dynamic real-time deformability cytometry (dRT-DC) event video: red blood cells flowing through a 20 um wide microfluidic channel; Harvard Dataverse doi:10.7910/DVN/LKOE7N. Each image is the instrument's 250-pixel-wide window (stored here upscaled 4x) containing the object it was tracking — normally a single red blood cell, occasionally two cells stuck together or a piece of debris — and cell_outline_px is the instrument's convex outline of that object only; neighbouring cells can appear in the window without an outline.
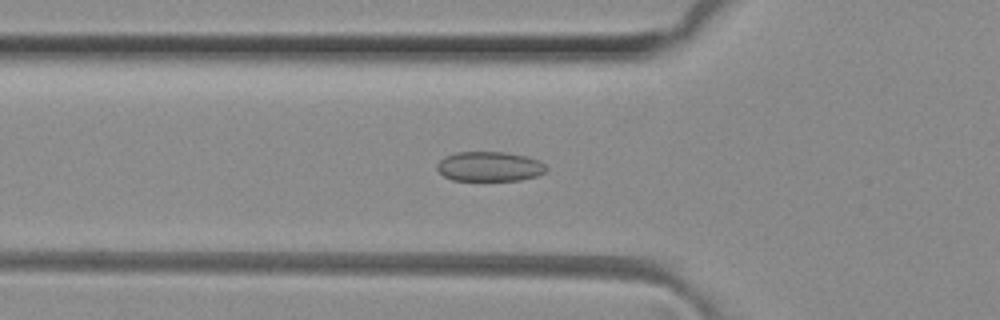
{"species": "common noctule bat (a hibernating species)", "species_latin": "Nyctalus noctula", "temperature_condition": "room temperature", "stored_images_in_passage": 31, "camera_frame_rate_fps": 3000, "um_per_image_px": 0.085, "animal": {"sex": "female", "body_mass_g": 29.2, "forearm_length_mm": 56.3}, "frame": {"image": 1, "passage_image": 12, "time_ms": 3.667, "image_size_px": [1000, 320], "cell_outline_px": [[548, 168], [544, 172], [536, 176], [520, 180], [452, 180], [444, 176], [436, 168], [436, 164], [444, 156], [456, 152], [504, 152], [528, 156], [540, 160]], "centroid_in_image_um": [41.61, 14.14], "position_along_channel_um": 84.2, "area_um2": 19.02}}
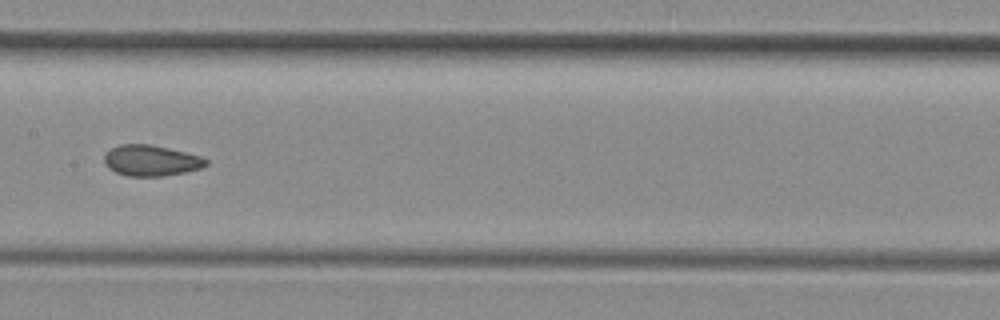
{"frame": {"image": 2, "passage_image": 20, "time_ms": 6.333, "image_size_px": [1000, 320], "cell_outline_px": [[208, 164], [200, 168], [184, 172], [164, 176], [128, 176], [116, 172], [108, 168], [104, 164], [104, 156], [112, 148], [120, 144], [148, 144], [168, 148], [200, 156], [208, 160]], "centroid_in_image_um": [12.82, 13.65], "position_along_channel_um": 194.6, "area_um2": 18.15}}
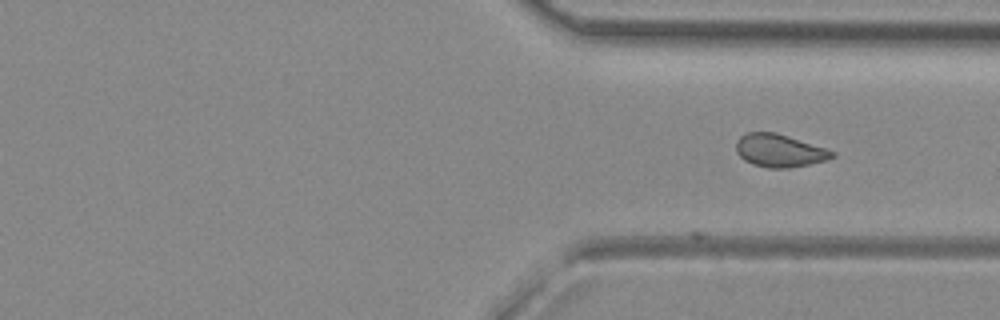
{"frame": {"image": 3, "passage_image": 31, "time_ms": 10.0, "image_size_px": [1000, 320], "cell_outline_px": [[836, 156], [824, 160], [808, 164], [788, 168], [768, 168], [752, 164], [744, 160], [736, 152], [736, 140], [740, 136], [748, 132], [776, 132], [828, 148], [836, 152]], "centroid_in_image_um": [66.26, 12.79], "position_along_channel_um": 345.1, "area_um2": 18.55}}